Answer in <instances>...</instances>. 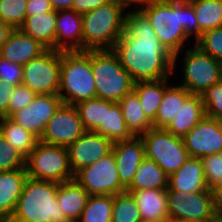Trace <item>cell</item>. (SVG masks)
<instances>
[{"label":"cell","mask_w":222,"mask_h":222,"mask_svg":"<svg viewBox=\"0 0 222 222\" xmlns=\"http://www.w3.org/2000/svg\"><path fill=\"white\" fill-rule=\"evenodd\" d=\"M125 31L112 49L134 82L173 77V54L159 41L147 17L127 9Z\"/></svg>","instance_id":"1"},{"label":"cell","mask_w":222,"mask_h":222,"mask_svg":"<svg viewBox=\"0 0 222 222\" xmlns=\"http://www.w3.org/2000/svg\"><path fill=\"white\" fill-rule=\"evenodd\" d=\"M138 9L149 20L159 41L173 55L186 49L192 36L194 42L199 38V25L191 3L157 1L143 4Z\"/></svg>","instance_id":"2"},{"label":"cell","mask_w":222,"mask_h":222,"mask_svg":"<svg viewBox=\"0 0 222 222\" xmlns=\"http://www.w3.org/2000/svg\"><path fill=\"white\" fill-rule=\"evenodd\" d=\"M127 8L122 0H110L83 14V51L113 49L125 31Z\"/></svg>","instance_id":"3"},{"label":"cell","mask_w":222,"mask_h":222,"mask_svg":"<svg viewBox=\"0 0 222 222\" xmlns=\"http://www.w3.org/2000/svg\"><path fill=\"white\" fill-rule=\"evenodd\" d=\"M58 184L28 177L7 222H68L56 199Z\"/></svg>","instance_id":"4"},{"label":"cell","mask_w":222,"mask_h":222,"mask_svg":"<svg viewBox=\"0 0 222 222\" xmlns=\"http://www.w3.org/2000/svg\"><path fill=\"white\" fill-rule=\"evenodd\" d=\"M58 96L62 103L69 105L96 98L95 79L91 68V50L61 51Z\"/></svg>","instance_id":"5"},{"label":"cell","mask_w":222,"mask_h":222,"mask_svg":"<svg viewBox=\"0 0 222 222\" xmlns=\"http://www.w3.org/2000/svg\"><path fill=\"white\" fill-rule=\"evenodd\" d=\"M91 68L95 79L96 98L119 102L134 90L135 82L112 49L91 50Z\"/></svg>","instance_id":"6"},{"label":"cell","mask_w":222,"mask_h":222,"mask_svg":"<svg viewBox=\"0 0 222 222\" xmlns=\"http://www.w3.org/2000/svg\"><path fill=\"white\" fill-rule=\"evenodd\" d=\"M192 44L193 47L186 48L185 51L182 50L173 55L172 74L178 68L177 63L180 59H183L181 68L183 77H181L182 82L178 84L190 94L201 95L212 85L222 81V63L209 54L203 53L194 43ZM181 55L183 58L179 59Z\"/></svg>","instance_id":"7"},{"label":"cell","mask_w":222,"mask_h":222,"mask_svg":"<svg viewBox=\"0 0 222 222\" xmlns=\"http://www.w3.org/2000/svg\"><path fill=\"white\" fill-rule=\"evenodd\" d=\"M29 178L62 183L74 179L65 146L50 145L38 141L25 158Z\"/></svg>","instance_id":"8"},{"label":"cell","mask_w":222,"mask_h":222,"mask_svg":"<svg viewBox=\"0 0 222 222\" xmlns=\"http://www.w3.org/2000/svg\"><path fill=\"white\" fill-rule=\"evenodd\" d=\"M141 139L144 143L145 158L155 161L168 176L190 158L183 139L165 129L151 128Z\"/></svg>","instance_id":"9"},{"label":"cell","mask_w":222,"mask_h":222,"mask_svg":"<svg viewBox=\"0 0 222 222\" xmlns=\"http://www.w3.org/2000/svg\"><path fill=\"white\" fill-rule=\"evenodd\" d=\"M61 51L47 49L39 57L22 66V85L36 95L58 94L60 85Z\"/></svg>","instance_id":"10"},{"label":"cell","mask_w":222,"mask_h":222,"mask_svg":"<svg viewBox=\"0 0 222 222\" xmlns=\"http://www.w3.org/2000/svg\"><path fill=\"white\" fill-rule=\"evenodd\" d=\"M74 179L89 195H116L126 191L118 176L116 160L113 152L96 161L92 165L79 170Z\"/></svg>","instance_id":"11"},{"label":"cell","mask_w":222,"mask_h":222,"mask_svg":"<svg viewBox=\"0 0 222 222\" xmlns=\"http://www.w3.org/2000/svg\"><path fill=\"white\" fill-rule=\"evenodd\" d=\"M169 219L180 222H207L215 213L211 190L182 194L166 190Z\"/></svg>","instance_id":"12"},{"label":"cell","mask_w":222,"mask_h":222,"mask_svg":"<svg viewBox=\"0 0 222 222\" xmlns=\"http://www.w3.org/2000/svg\"><path fill=\"white\" fill-rule=\"evenodd\" d=\"M85 131L77 108L62 103L48 121L39 140L46 144L67 147Z\"/></svg>","instance_id":"13"},{"label":"cell","mask_w":222,"mask_h":222,"mask_svg":"<svg viewBox=\"0 0 222 222\" xmlns=\"http://www.w3.org/2000/svg\"><path fill=\"white\" fill-rule=\"evenodd\" d=\"M61 104L58 94H39L28 106L11 114L9 118L40 139L48 121Z\"/></svg>","instance_id":"14"},{"label":"cell","mask_w":222,"mask_h":222,"mask_svg":"<svg viewBox=\"0 0 222 222\" xmlns=\"http://www.w3.org/2000/svg\"><path fill=\"white\" fill-rule=\"evenodd\" d=\"M182 139L190 157L222 153V121L205 116Z\"/></svg>","instance_id":"15"},{"label":"cell","mask_w":222,"mask_h":222,"mask_svg":"<svg viewBox=\"0 0 222 222\" xmlns=\"http://www.w3.org/2000/svg\"><path fill=\"white\" fill-rule=\"evenodd\" d=\"M113 142L94 131H85L68 145L70 168L75 175L79 170L92 165L112 151Z\"/></svg>","instance_id":"16"},{"label":"cell","mask_w":222,"mask_h":222,"mask_svg":"<svg viewBox=\"0 0 222 222\" xmlns=\"http://www.w3.org/2000/svg\"><path fill=\"white\" fill-rule=\"evenodd\" d=\"M112 152L116 160L121 184L127 188L131 184L140 163L145 159L144 143L141 137L113 142Z\"/></svg>","instance_id":"17"},{"label":"cell","mask_w":222,"mask_h":222,"mask_svg":"<svg viewBox=\"0 0 222 222\" xmlns=\"http://www.w3.org/2000/svg\"><path fill=\"white\" fill-rule=\"evenodd\" d=\"M55 50L83 51L82 14L73 10L57 11Z\"/></svg>","instance_id":"18"},{"label":"cell","mask_w":222,"mask_h":222,"mask_svg":"<svg viewBox=\"0 0 222 222\" xmlns=\"http://www.w3.org/2000/svg\"><path fill=\"white\" fill-rule=\"evenodd\" d=\"M47 48L38 40L23 33L19 28L14 29L8 40L0 49V57L23 66L30 60L39 57Z\"/></svg>","instance_id":"19"},{"label":"cell","mask_w":222,"mask_h":222,"mask_svg":"<svg viewBox=\"0 0 222 222\" xmlns=\"http://www.w3.org/2000/svg\"><path fill=\"white\" fill-rule=\"evenodd\" d=\"M182 194L210 190L207 186L201 158L190 157L176 172L168 176V188Z\"/></svg>","instance_id":"20"},{"label":"cell","mask_w":222,"mask_h":222,"mask_svg":"<svg viewBox=\"0 0 222 222\" xmlns=\"http://www.w3.org/2000/svg\"><path fill=\"white\" fill-rule=\"evenodd\" d=\"M28 175L25 168L0 172V220L7 222L22 194Z\"/></svg>","instance_id":"21"},{"label":"cell","mask_w":222,"mask_h":222,"mask_svg":"<svg viewBox=\"0 0 222 222\" xmlns=\"http://www.w3.org/2000/svg\"><path fill=\"white\" fill-rule=\"evenodd\" d=\"M206 116L202 96L190 94L180 105L176 116L165 128L166 131L183 138L200 120Z\"/></svg>","instance_id":"22"},{"label":"cell","mask_w":222,"mask_h":222,"mask_svg":"<svg viewBox=\"0 0 222 222\" xmlns=\"http://www.w3.org/2000/svg\"><path fill=\"white\" fill-rule=\"evenodd\" d=\"M89 196L75 179L58 184L56 199L68 222L78 221Z\"/></svg>","instance_id":"23"},{"label":"cell","mask_w":222,"mask_h":222,"mask_svg":"<svg viewBox=\"0 0 222 222\" xmlns=\"http://www.w3.org/2000/svg\"><path fill=\"white\" fill-rule=\"evenodd\" d=\"M56 20L57 11L53 9L45 13L26 16L19 29L38 40L47 49L55 50Z\"/></svg>","instance_id":"24"},{"label":"cell","mask_w":222,"mask_h":222,"mask_svg":"<svg viewBox=\"0 0 222 222\" xmlns=\"http://www.w3.org/2000/svg\"><path fill=\"white\" fill-rule=\"evenodd\" d=\"M134 196L142 219H169L166 189L126 190Z\"/></svg>","instance_id":"25"},{"label":"cell","mask_w":222,"mask_h":222,"mask_svg":"<svg viewBox=\"0 0 222 222\" xmlns=\"http://www.w3.org/2000/svg\"><path fill=\"white\" fill-rule=\"evenodd\" d=\"M118 103L121 106L128 131L133 137H141L153 128L152 121L142 110L138 95L134 91L126 94Z\"/></svg>","instance_id":"26"},{"label":"cell","mask_w":222,"mask_h":222,"mask_svg":"<svg viewBox=\"0 0 222 222\" xmlns=\"http://www.w3.org/2000/svg\"><path fill=\"white\" fill-rule=\"evenodd\" d=\"M171 77L155 81H139L134 84V92L138 95L142 110L153 121L163 99L165 89L170 85Z\"/></svg>","instance_id":"27"},{"label":"cell","mask_w":222,"mask_h":222,"mask_svg":"<svg viewBox=\"0 0 222 222\" xmlns=\"http://www.w3.org/2000/svg\"><path fill=\"white\" fill-rule=\"evenodd\" d=\"M94 132L105 136L112 142L133 138L124 121L120 104L107 100H105L104 126H98Z\"/></svg>","instance_id":"28"},{"label":"cell","mask_w":222,"mask_h":222,"mask_svg":"<svg viewBox=\"0 0 222 222\" xmlns=\"http://www.w3.org/2000/svg\"><path fill=\"white\" fill-rule=\"evenodd\" d=\"M190 93L179 84H170L166 89L159 106L155 119L152 121L153 128L165 129L176 116L180 105L184 104L185 99Z\"/></svg>","instance_id":"29"},{"label":"cell","mask_w":222,"mask_h":222,"mask_svg":"<svg viewBox=\"0 0 222 222\" xmlns=\"http://www.w3.org/2000/svg\"><path fill=\"white\" fill-rule=\"evenodd\" d=\"M168 175L155 162L145 158L126 190L167 189Z\"/></svg>","instance_id":"30"},{"label":"cell","mask_w":222,"mask_h":222,"mask_svg":"<svg viewBox=\"0 0 222 222\" xmlns=\"http://www.w3.org/2000/svg\"><path fill=\"white\" fill-rule=\"evenodd\" d=\"M0 133L25 158L39 141L36 135L16 124L9 117H0Z\"/></svg>","instance_id":"31"},{"label":"cell","mask_w":222,"mask_h":222,"mask_svg":"<svg viewBox=\"0 0 222 222\" xmlns=\"http://www.w3.org/2000/svg\"><path fill=\"white\" fill-rule=\"evenodd\" d=\"M199 25V37L207 30L222 27V0L190 2Z\"/></svg>","instance_id":"32"},{"label":"cell","mask_w":222,"mask_h":222,"mask_svg":"<svg viewBox=\"0 0 222 222\" xmlns=\"http://www.w3.org/2000/svg\"><path fill=\"white\" fill-rule=\"evenodd\" d=\"M112 195H90L77 222H111Z\"/></svg>","instance_id":"33"},{"label":"cell","mask_w":222,"mask_h":222,"mask_svg":"<svg viewBox=\"0 0 222 222\" xmlns=\"http://www.w3.org/2000/svg\"><path fill=\"white\" fill-rule=\"evenodd\" d=\"M79 113L86 131H95L98 126H104L105 100L93 98L74 105Z\"/></svg>","instance_id":"34"},{"label":"cell","mask_w":222,"mask_h":222,"mask_svg":"<svg viewBox=\"0 0 222 222\" xmlns=\"http://www.w3.org/2000/svg\"><path fill=\"white\" fill-rule=\"evenodd\" d=\"M142 217L132 193L124 191L113 196L111 222H141Z\"/></svg>","instance_id":"35"},{"label":"cell","mask_w":222,"mask_h":222,"mask_svg":"<svg viewBox=\"0 0 222 222\" xmlns=\"http://www.w3.org/2000/svg\"><path fill=\"white\" fill-rule=\"evenodd\" d=\"M27 0H0V20L18 29L24 22Z\"/></svg>","instance_id":"36"},{"label":"cell","mask_w":222,"mask_h":222,"mask_svg":"<svg viewBox=\"0 0 222 222\" xmlns=\"http://www.w3.org/2000/svg\"><path fill=\"white\" fill-rule=\"evenodd\" d=\"M203 53L222 63V27L207 30L193 42Z\"/></svg>","instance_id":"37"},{"label":"cell","mask_w":222,"mask_h":222,"mask_svg":"<svg viewBox=\"0 0 222 222\" xmlns=\"http://www.w3.org/2000/svg\"><path fill=\"white\" fill-rule=\"evenodd\" d=\"M201 96L206 116L222 121V81L212 85Z\"/></svg>","instance_id":"38"},{"label":"cell","mask_w":222,"mask_h":222,"mask_svg":"<svg viewBox=\"0 0 222 222\" xmlns=\"http://www.w3.org/2000/svg\"><path fill=\"white\" fill-rule=\"evenodd\" d=\"M25 168V157L0 133V172Z\"/></svg>","instance_id":"39"},{"label":"cell","mask_w":222,"mask_h":222,"mask_svg":"<svg viewBox=\"0 0 222 222\" xmlns=\"http://www.w3.org/2000/svg\"><path fill=\"white\" fill-rule=\"evenodd\" d=\"M202 159L204 176L209 189L222 183V153L207 155Z\"/></svg>","instance_id":"40"},{"label":"cell","mask_w":222,"mask_h":222,"mask_svg":"<svg viewBox=\"0 0 222 222\" xmlns=\"http://www.w3.org/2000/svg\"><path fill=\"white\" fill-rule=\"evenodd\" d=\"M36 94L27 86L22 84L14 87L6 117L28 106L35 98Z\"/></svg>","instance_id":"41"},{"label":"cell","mask_w":222,"mask_h":222,"mask_svg":"<svg viewBox=\"0 0 222 222\" xmlns=\"http://www.w3.org/2000/svg\"><path fill=\"white\" fill-rule=\"evenodd\" d=\"M0 80L17 86L22 83V66L0 57Z\"/></svg>","instance_id":"42"},{"label":"cell","mask_w":222,"mask_h":222,"mask_svg":"<svg viewBox=\"0 0 222 222\" xmlns=\"http://www.w3.org/2000/svg\"><path fill=\"white\" fill-rule=\"evenodd\" d=\"M14 87L0 80V117H6Z\"/></svg>","instance_id":"43"},{"label":"cell","mask_w":222,"mask_h":222,"mask_svg":"<svg viewBox=\"0 0 222 222\" xmlns=\"http://www.w3.org/2000/svg\"><path fill=\"white\" fill-rule=\"evenodd\" d=\"M109 1L110 0H74L71 10L83 15L88 11H92Z\"/></svg>","instance_id":"44"},{"label":"cell","mask_w":222,"mask_h":222,"mask_svg":"<svg viewBox=\"0 0 222 222\" xmlns=\"http://www.w3.org/2000/svg\"><path fill=\"white\" fill-rule=\"evenodd\" d=\"M53 10L49 0H27L26 14L32 16L34 14L45 13Z\"/></svg>","instance_id":"45"},{"label":"cell","mask_w":222,"mask_h":222,"mask_svg":"<svg viewBox=\"0 0 222 222\" xmlns=\"http://www.w3.org/2000/svg\"><path fill=\"white\" fill-rule=\"evenodd\" d=\"M213 210L215 215L222 217V183L215 185L211 189Z\"/></svg>","instance_id":"46"},{"label":"cell","mask_w":222,"mask_h":222,"mask_svg":"<svg viewBox=\"0 0 222 222\" xmlns=\"http://www.w3.org/2000/svg\"><path fill=\"white\" fill-rule=\"evenodd\" d=\"M13 30L14 28L11 25L0 20V49L2 45L8 40V37Z\"/></svg>","instance_id":"47"},{"label":"cell","mask_w":222,"mask_h":222,"mask_svg":"<svg viewBox=\"0 0 222 222\" xmlns=\"http://www.w3.org/2000/svg\"><path fill=\"white\" fill-rule=\"evenodd\" d=\"M54 10H71L74 0H49Z\"/></svg>","instance_id":"48"},{"label":"cell","mask_w":222,"mask_h":222,"mask_svg":"<svg viewBox=\"0 0 222 222\" xmlns=\"http://www.w3.org/2000/svg\"><path fill=\"white\" fill-rule=\"evenodd\" d=\"M157 1H166V0H126V4L129 8H138L139 6L149 3V2H157Z\"/></svg>","instance_id":"49"},{"label":"cell","mask_w":222,"mask_h":222,"mask_svg":"<svg viewBox=\"0 0 222 222\" xmlns=\"http://www.w3.org/2000/svg\"><path fill=\"white\" fill-rule=\"evenodd\" d=\"M207 222H222V217L214 215L211 219H209Z\"/></svg>","instance_id":"50"},{"label":"cell","mask_w":222,"mask_h":222,"mask_svg":"<svg viewBox=\"0 0 222 222\" xmlns=\"http://www.w3.org/2000/svg\"><path fill=\"white\" fill-rule=\"evenodd\" d=\"M141 222H166V221L142 219V221H141Z\"/></svg>","instance_id":"51"},{"label":"cell","mask_w":222,"mask_h":222,"mask_svg":"<svg viewBox=\"0 0 222 222\" xmlns=\"http://www.w3.org/2000/svg\"><path fill=\"white\" fill-rule=\"evenodd\" d=\"M177 1L188 2V3H190V2H193V1H195V0H177Z\"/></svg>","instance_id":"52"},{"label":"cell","mask_w":222,"mask_h":222,"mask_svg":"<svg viewBox=\"0 0 222 222\" xmlns=\"http://www.w3.org/2000/svg\"><path fill=\"white\" fill-rule=\"evenodd\" d=\"M166 222H180V221H175V220L168 219Z\"/></svg>","instance_id":"53"}]
</instances>
